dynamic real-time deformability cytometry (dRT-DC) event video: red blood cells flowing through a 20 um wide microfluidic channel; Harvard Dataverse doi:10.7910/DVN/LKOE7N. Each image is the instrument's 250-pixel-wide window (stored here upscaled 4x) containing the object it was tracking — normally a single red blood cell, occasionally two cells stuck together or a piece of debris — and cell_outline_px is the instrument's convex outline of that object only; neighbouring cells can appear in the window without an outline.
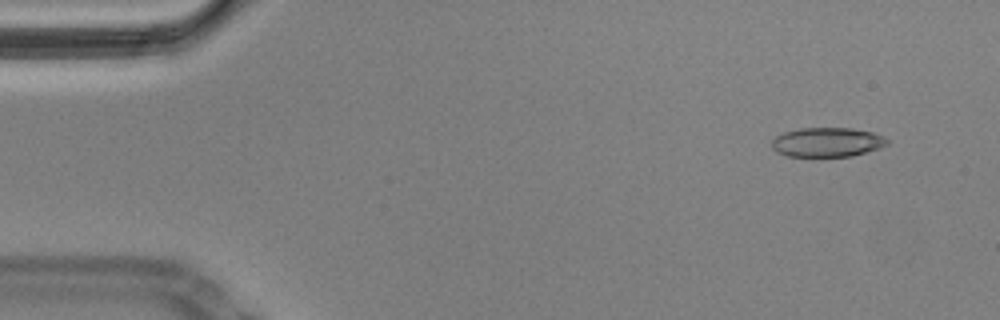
{"species": "Egyptian fruit bat (a non-hibernating species)", "species_latin": "Rousettus aegyptiacus", "temperature_condition": "cold", "stored_images_in_passage": 16, "camera_frame_rate_fps": 3000, "um_per_image_px": 0.085, "animal": {"sex": "male"}, "frame": {"image": 1, "passage_image": 4, "time_ms": 1.0, "image_size_px": [1000, 320], "cell_outline_px": [[888, 144], [880, 148], [852, 156], [788, 156], [776, 152], [772, 148], [772, 140], [776, 136], [784, 132], [800, 128], [852, 128], [872, 132], [884, 136], [888, 140]], "centroid_in_image_um": [70.32, 12.08], "position_along_channel_um": 14.7, "area_um2": 19.77}}
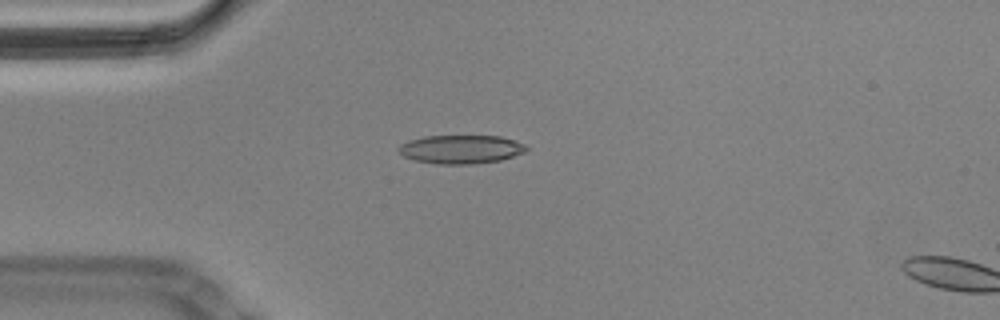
{"frame": {"image": 2, "passage_image": 14, "time_ms": 4.333, "image_size_px": [1000, 320], "cell_outline_px": [[528, 148], [524, 152], [500, 160], [468, 164], [440, 164], [416, 160], [404, 156], [400, 152], [400, 144], [408, 140], [424, 136], [500, 136], [524, 144]], "centroid_in_image_um": [39.17, 12.68], "position_along_channel_um": 45.8, "area_um2": 20.92}}